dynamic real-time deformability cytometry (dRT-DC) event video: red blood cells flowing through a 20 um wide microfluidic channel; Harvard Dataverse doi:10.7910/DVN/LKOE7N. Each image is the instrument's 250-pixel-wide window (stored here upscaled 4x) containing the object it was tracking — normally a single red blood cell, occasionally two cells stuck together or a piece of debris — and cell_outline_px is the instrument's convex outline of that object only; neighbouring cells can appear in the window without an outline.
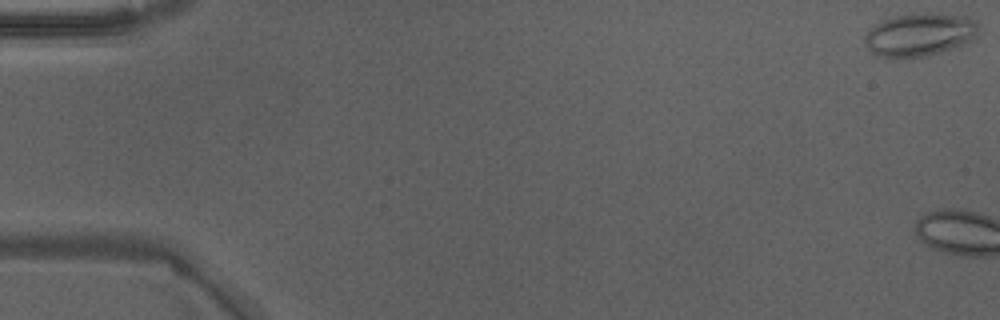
{"species": "Egyptian fruit bat (a non-hibernating species)", "species_latin": "Rousettus aegyptiacus", "temperature_condition": "warm", "stored_images_in_passage": 4, "camera_frame_rate_fps": 3000, "um_per_image_px": 0.085, "animal": {"sex": "male"}, "frame": {"image": 1, "passage_image": 1, "time_ms": 0.0, "image_size_px": [1000, 320], "cell_outline_px": [[980, 24], [976, 36], [972, 40], [964, 44], [940, 52], [924, 56], [880, 56], [872, 52], [864, 44], [864, 36], [880, 20], [892, 16], [912, 12], [932, 12], [968, 16], [976, 20]], "centroid_in_image_um": [78.21, 2.88], "position_along_channel_um": 6.8, "area_um2": 28.78}}